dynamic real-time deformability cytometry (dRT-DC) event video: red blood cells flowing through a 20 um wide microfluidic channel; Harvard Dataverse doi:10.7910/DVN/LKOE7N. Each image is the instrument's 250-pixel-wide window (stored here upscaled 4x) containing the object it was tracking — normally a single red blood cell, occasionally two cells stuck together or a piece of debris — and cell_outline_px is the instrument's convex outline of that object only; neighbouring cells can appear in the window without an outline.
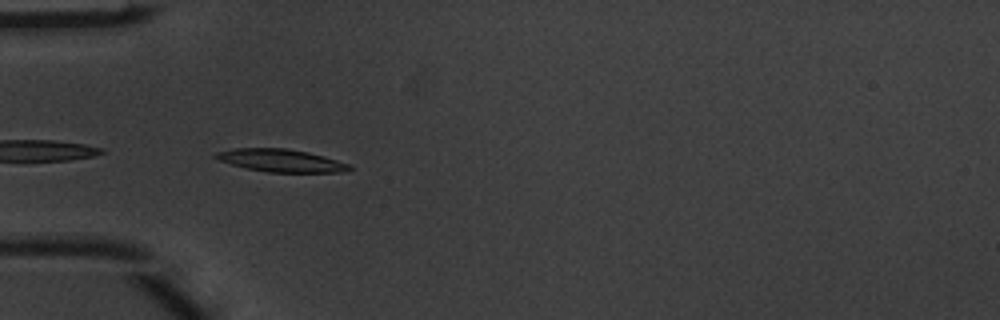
{"species": "common noctule bat (a hibernating species)", "species_latin": "Nyctalus noctula", "temperature_condition": "warm", "stored_images_in_passage": 6, "camera_frame_rate_fps": 3000, "um_per_image_px": 0.085, "animal": {"sex": "male", "body_mass_g": 20.1, "forearm_length_mm": 53.5}, "frame": {"image": 1, "passage_image": 4, "time_ms": 1.0, "image_size_px": [1000, 320], "cell_outline_px": [[352, 168], [344, 172], [268, 172], [248, 168], [232, 164], [220, 160], [212, 156], [216, 152], [232, 148], [284, 148], [308, 152], [324, 156], [348, 164]], "centroid_in_image_um": [23.86, 13.63], "position_along_channel_um": 61.1, "area_um2": 17.46}}
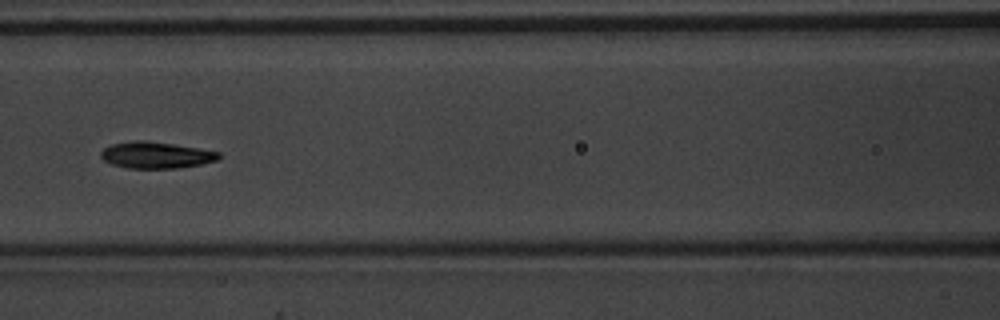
{"frame": {"image": 2, "passage_image": 6, "time_ms": 1.667, "image_size_px": [1000, 320], "cell_outline_px": [[220, 156], [216, 160], [200, 164], [176, 168], [128, 168], [112, 164], [104, 160], [100, 156], [100, 152], [104, 148], [112, 144], [136, 140], [144, 140], [172, 144], [220, 152]], "centroid_in_image_um": [13.22, 13.18], "position_along_channel_um": 153.4, "area_um2": 17.92}}